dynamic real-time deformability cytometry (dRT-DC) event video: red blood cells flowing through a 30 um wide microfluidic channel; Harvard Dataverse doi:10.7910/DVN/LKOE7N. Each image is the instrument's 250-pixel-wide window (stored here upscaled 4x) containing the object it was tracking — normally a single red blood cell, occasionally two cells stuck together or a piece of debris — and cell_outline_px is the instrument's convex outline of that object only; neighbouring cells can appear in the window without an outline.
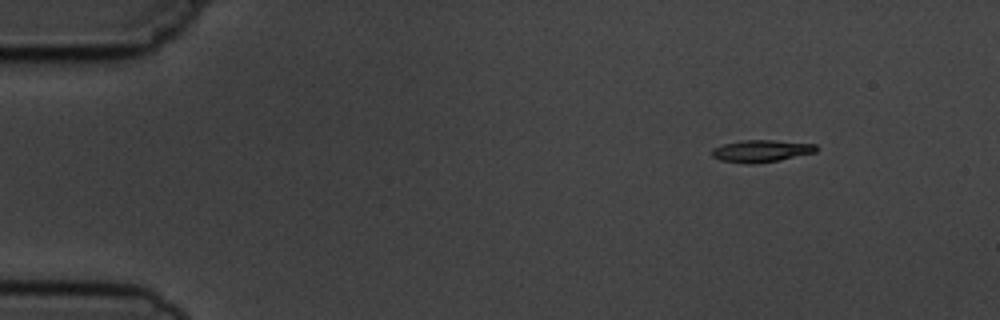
{"species": "common noctule bat (a hibernating species)", "species_latin": "Nyctalus noctula", "temperature_condition": "cold", "stored_images_in_passage": 4, "camera_frame_rate_fps": 3000, "um_per_image_px": 0.085, "animal": {"sex": "male", "body_mass_g": 19.5, "forearm_length_mm": 54.6}, "frame": {"image": 1, "passage_image": 1, "time_ms": 0.0, "image_size_px": [1000, 320], "cell_outline_px": [[816, 152], [780, 160], [752, 164], [748, 164], [720, 160], [712, 156], [712, 148], [724, 144], [740, 140], [772, 140], [816, 144]], "centroid_in_image_um": [64.68, 12.83], "position_along_channel_um": 20.3, "area_um2": 13.41}}
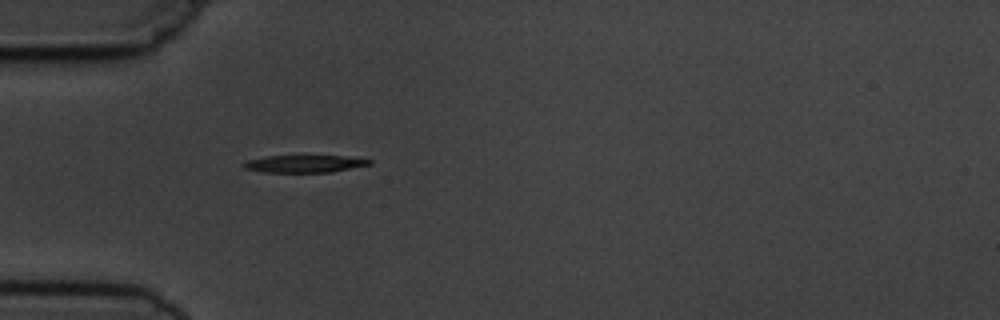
{"frame": {"image": 2, "passage_image": 4, "time_ms": 3.333, "image_size_px": [1000, 320], "cell_outline_px": [[372, 164], [332, 172], [264, 172], [244, 168], [240, 164], [244, 160], [268, 156], [300, 152], [348, 156], [372, 160]], "centroid_in_image_um": [25.86, 13.85], "position_along_channel_um": 59.1, "area_um2": 13.93}}